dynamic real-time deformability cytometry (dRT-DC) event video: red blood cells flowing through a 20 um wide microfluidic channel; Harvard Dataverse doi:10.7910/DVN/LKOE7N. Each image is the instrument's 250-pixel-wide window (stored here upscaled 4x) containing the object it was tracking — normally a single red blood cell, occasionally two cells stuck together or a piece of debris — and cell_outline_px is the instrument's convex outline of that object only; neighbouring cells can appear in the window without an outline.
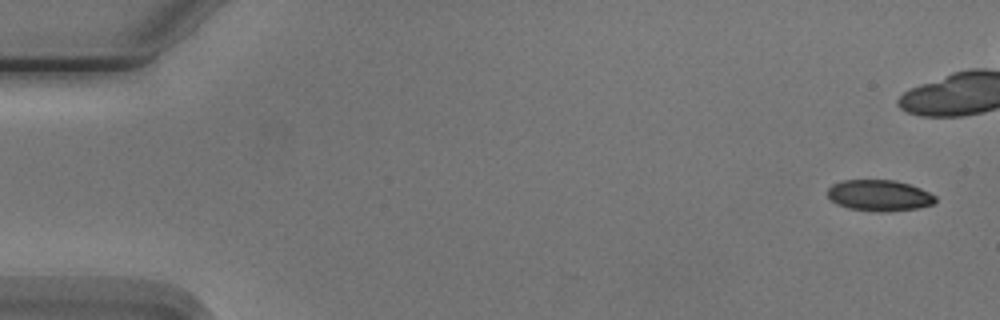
{"species": "Egyptian fruit bat (a non-hibernating species)", "species_latin": "Rousettus aegyptiacus", "temperature_condition": "cold", "stored_images_in_passage": 13, "camera_frame_rate_fps": 3000, "um_per_image_px": 0.085, "animal": {"sex": "male"}, "frame": {"image": 1, "passage_image": 1, "time_ms": 0.0, "image_size_px": [1000, 320], "cell_outline_px": [[936, 200], [932, 204], [916, 208], [884, 212], [848, 208], [836, 204], [828, 196], [828, 188], [832, 184], [840, 180], [896, 180], [920, 188], [936, 196]], "centroid_in_image_um": [74.71, 16.6], "position_along_channel_um": 10.3, "area_um2": 19.42}}
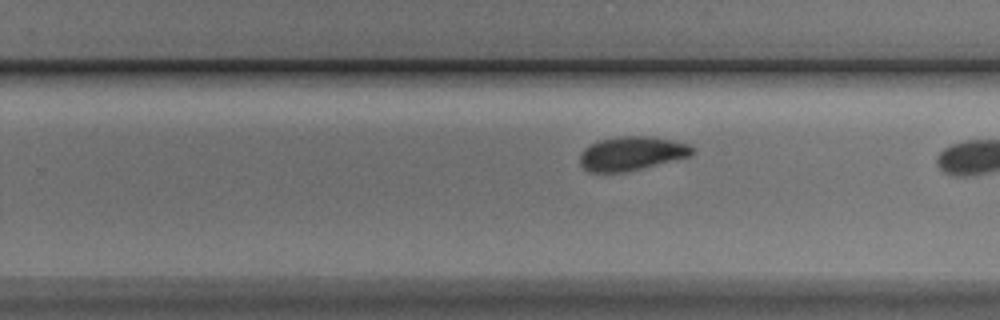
{"frame": {"image": 2, "passage_image": 13, "time_ms": 15.667, "image_size_px": [1000, 320], "cell_outline_px": [[692, 156], [628, 172], [588, 172], [580, 164], [580, 152], [584, 148], [600, 140], [620, 136], [652, 136], [672, 140], [688, 144], [692, 148]], "centroid_in_image_um": [53.68, 13.05], "position_along_channel_um": 276.1, "area_um2": 22.31}}